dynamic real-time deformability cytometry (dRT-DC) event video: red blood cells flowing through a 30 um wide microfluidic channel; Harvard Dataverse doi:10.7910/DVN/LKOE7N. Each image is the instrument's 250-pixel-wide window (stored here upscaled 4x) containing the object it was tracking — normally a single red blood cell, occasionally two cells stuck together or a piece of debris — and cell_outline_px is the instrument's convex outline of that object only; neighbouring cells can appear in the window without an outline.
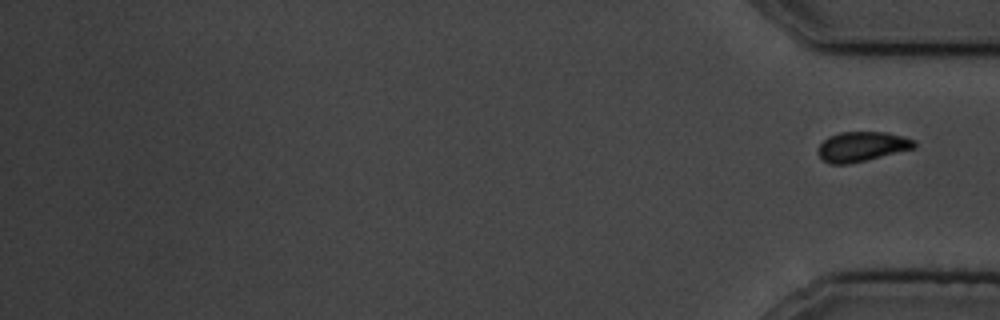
{"species": "common noctule bat (a hibernating species)", "species_latin": "Nyctalus noctula", "temperature_condition": "cold", "stored_images_in_passage": 16, "segment_of_instrument_passage": [2, 2], "camera_frame_rate_fps": 3000, "um_per_image_px": 0.085, "animal": {"sex": "male", "body_mass_g": 19.5, "forearm_length_mm": 54.6}, "frame": {"image": 1, "passage_image": 16, "time_ms": 17.667, "image_size_px": [1000, 320], "cell_outline_px": [[916, 148], [848, 164], [828, 164], [816, 152], [820, 144], [828, 136], [840, 132], [884, 132], [916, 140]], "centroid_in_image_um": [73.24, 12.46], "position_along_channel_um": 362.0, "area_um2": 16.65}}